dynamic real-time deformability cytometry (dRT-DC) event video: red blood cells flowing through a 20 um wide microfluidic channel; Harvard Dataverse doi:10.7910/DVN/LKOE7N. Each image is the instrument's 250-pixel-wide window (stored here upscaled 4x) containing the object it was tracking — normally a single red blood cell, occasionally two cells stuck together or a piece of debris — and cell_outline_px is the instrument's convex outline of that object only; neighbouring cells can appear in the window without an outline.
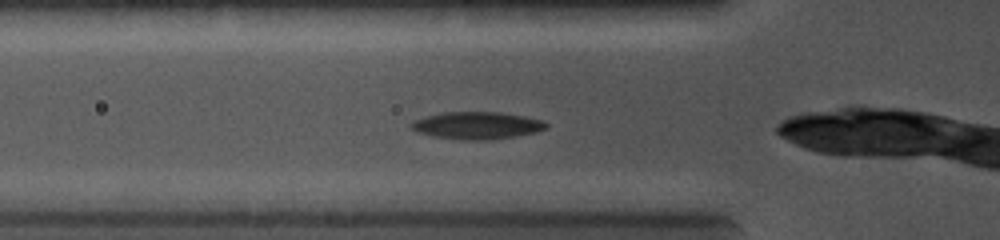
{"species": "common noctule bat (a hibernating species)", "species_latin": "Nyctalus noctula", "temperature_condition": "cold", "stored_images_in_passage": 3, "camera_frame_rate_fps": 5000, "um_per_image_px": 0.085, "animal": {"sex": "female", "body_mass_g": 19.0, "forearm_length_mm": 56.7}, "frame": {"image": 1, "passage_image": 3, "time_ms": 0.8, "image_size_px": [1000, 240], "cell_outline_px": [[548, 128], [536, 132], [488, 140], [460, 140], [436, 136], [420, 132], [412, 128], [408, 124], [416, 120], [440, 112], [500, 112], [524, 116], [544, 120], [548, 124]], "centroid_in_image_um": [40.59, 10.65], "position_along_channel_um": 85.2, "area_um2": 21.27}}